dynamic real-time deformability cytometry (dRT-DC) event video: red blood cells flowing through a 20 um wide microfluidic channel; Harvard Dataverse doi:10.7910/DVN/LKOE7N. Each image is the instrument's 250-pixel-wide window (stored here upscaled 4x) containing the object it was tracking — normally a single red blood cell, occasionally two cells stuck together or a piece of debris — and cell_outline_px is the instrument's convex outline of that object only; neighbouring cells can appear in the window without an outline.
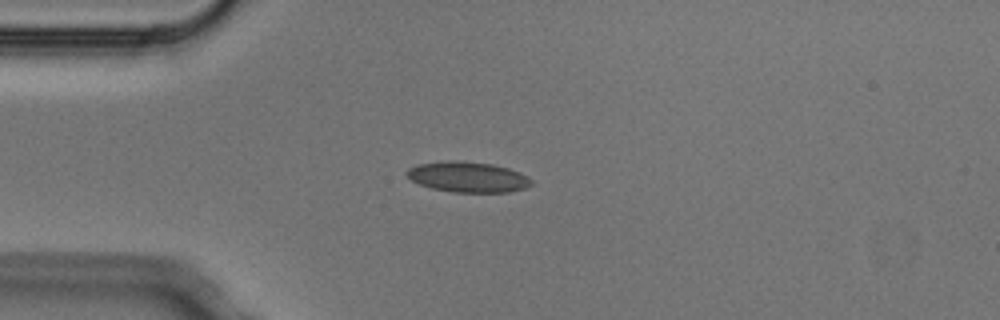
{"species": "Egyptian fruit bat (a non-hibernating species)", "species_latin": "Rousettus aegyptiacus", "temperature_condition": "cold", "stored_images_in_passage": 1, "camera_frame_rate_fps": 3000, "um_per_image_px": 0.085, "animal": {"sex": "male"}, "frame": {"image": 1, "passage_image": 1, "time_ms": 0.0, "image_size_px": [1000, 320], "cell_outline_px": [[532, 184], [524, 188], [508, 192], [452, 192], [432, 188], [420, 184], [412, 180], [404, 172], [408, 168], [416, 164], [444, 160], [456, 160], [492, 164], [508, 168], [520, 172], [528, 176], [532, 180]], "centroid_in_image_um": [39.75, 15.03], "position_along_channel_um": 45.3, "area_um2": 22.25}}